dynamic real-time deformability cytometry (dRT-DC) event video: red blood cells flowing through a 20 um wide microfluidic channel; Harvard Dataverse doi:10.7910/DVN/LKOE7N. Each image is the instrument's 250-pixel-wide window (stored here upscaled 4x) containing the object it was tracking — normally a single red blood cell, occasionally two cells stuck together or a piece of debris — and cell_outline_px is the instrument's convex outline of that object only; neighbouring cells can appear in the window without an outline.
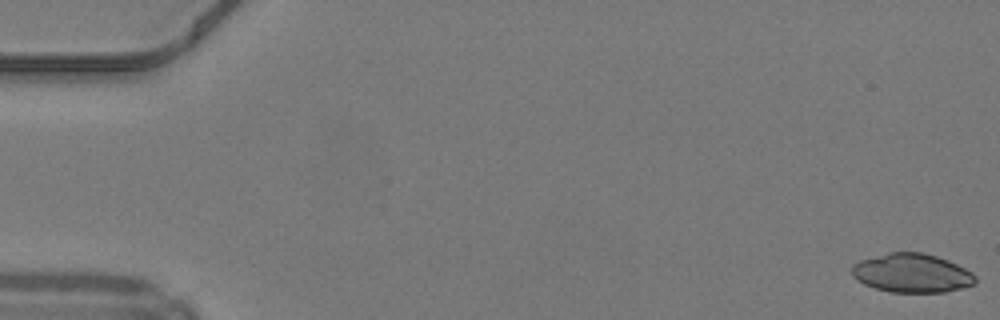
{"species": "common noctule bat (a hibernating species)", "species_latin": "Nyctalus noctula", "temperature_condition": "warm", "stored_images_in_passage": 49, "camera_frame_rate_fps": 3000, "um_per_image_px": 0.085, "animal": {"sex": "male", "body_mass_g": 19.2, "forearm_length_mm": 51.8}, "frame": {"image": 1, "passage_image": 1, "time_ms": 0.0, "image_size_px": [1000, 320], "cell_outline_px": [[976, 284], [964, 288], [944, 292], [888, 292], [864, 284], [856, 280], [852, 276], [852, 264], [860, 260], [888, 252], [924, 252], [948, 260], [972, 272], [976, 276]], "centroid_in_image_um": [77.51, 23.21], "position_along_channel_um": 7.5, "area_um2": 28.21}}